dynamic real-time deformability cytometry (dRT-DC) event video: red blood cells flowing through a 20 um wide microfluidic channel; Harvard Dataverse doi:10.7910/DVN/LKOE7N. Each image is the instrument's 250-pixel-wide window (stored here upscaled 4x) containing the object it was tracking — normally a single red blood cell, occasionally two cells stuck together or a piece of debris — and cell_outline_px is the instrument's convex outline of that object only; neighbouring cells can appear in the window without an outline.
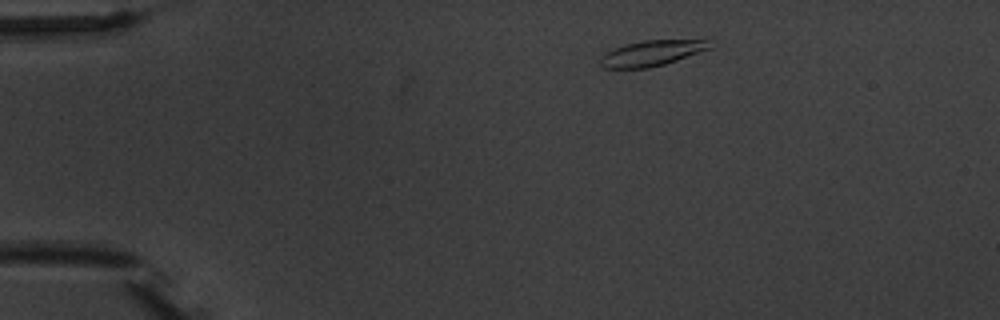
{"species": "common noctule bat (a hibernating species)", "species_latin": "Nyctalus noctula", "temperature_condition": "warm", "stored_images_in_passage": 2, "camera_frame_rate_fps": 3000, "um_per_image_px": 0.085, "animal": {"sex": "male", "body_mass_g": 20.1, "forearm_length_mm": 53.5}, "frame": {"image": 1, "passage_image": 1, "time_ms": 0.0, "image_size_px": [1000, 320], "cell_outline_px": [[716, 44], [712, 48], [664, 64], [648, 68], [604, 68], [600, 64], [600, 56], [604, 52], [624, 44], [644, 40], [704, 40]], "centroid_in_image_um": [55.38, 4.51], "position_along_channel_um": 29.6, "area_um2": 16.36}}